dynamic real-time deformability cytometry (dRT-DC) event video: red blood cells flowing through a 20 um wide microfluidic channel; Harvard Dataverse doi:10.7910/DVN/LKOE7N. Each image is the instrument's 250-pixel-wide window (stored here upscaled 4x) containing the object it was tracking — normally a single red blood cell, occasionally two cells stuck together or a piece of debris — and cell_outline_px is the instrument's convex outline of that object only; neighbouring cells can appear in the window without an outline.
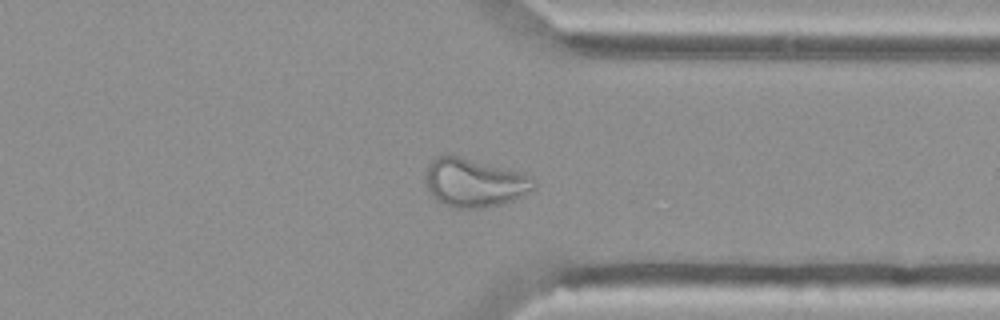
{"species": "Egyptian fruit bat (a non-hibernating species)", "species_latin": "Rousettus aegyptiacus", "temperature_condition": "cold", "stored_images_in_passage": 45, "camera_frame_rate_fps": 3000, "um_per_image_px": 0.085, "animal": {"sex": "female"}, "frame": {"image": 1, "passage_image": 33, "time_ms": 10.667, "image_size_px": [1000, 320], "cell_outline_px": [[536, 184], [532, 188], [520, 196], [512, 200], [500, 204], [484, 208], [456, 208], [436, 200], [432, 196], [424, 184], [424, 176], [428, 164], [436, 156], [448, 152], [520, 172], [532, 176]], "centroid_in_image_um": [40.24, 15.49], "position_along_channel_um": 371.2, "area_um2": 30.98}}
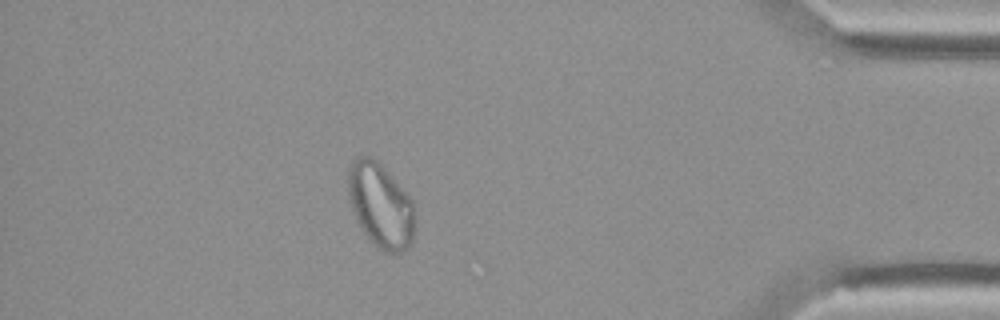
{"frame": {"image": 2, "passage_image": 39, "time_ms": 12.667, "image_size_px": [1000, 320], "cell_outline_px": [[416, 204], [412, 244], [408, 248], [400, 252], [388, 252], [380, 248], [360, 228], [352, 212], [348, 196], [348, 172], [352, 160], [356, 156], [372, 156], [384, 168]], "centroid_in_image_um": [32.35, 17.44], "position_along_channel_um": 402.9, "area_um2": 32.89}}